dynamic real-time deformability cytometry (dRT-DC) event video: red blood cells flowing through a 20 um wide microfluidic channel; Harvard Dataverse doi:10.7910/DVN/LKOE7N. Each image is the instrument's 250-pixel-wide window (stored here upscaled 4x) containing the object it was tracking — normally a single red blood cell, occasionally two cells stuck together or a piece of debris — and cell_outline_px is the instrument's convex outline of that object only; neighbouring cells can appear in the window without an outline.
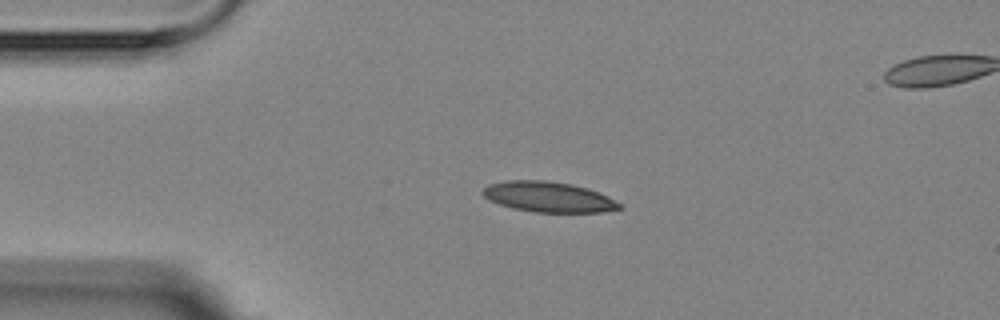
{"species": "Egyptian fruit bat (a non-hibernating species)", "species_latin": "Rousettus aegyptiacus", "temperature_condition": "room temperature", "stored_images_in_passage": 5, "segment_of_instrument_passage": [1, 2], "camera_frame_rate_fps": 3000, "um_per_image_px": 0.085, "animal": {"sex": "female"}, "frame": {"image": 1, "passage_image": 3, "time_ms": 2.333, "image_size_px": [1000, 320], "cell_outline_px": [[624, 208], [600, 212], [536, 212], [512, 208], [488, 200], [480, 192], [488, 184], [504, 180], [544, 180], [572, 184], [588, 188], [608, 196], [620, 204]], "centroid_in_image_um": [46.59, 16.73], "position_along_channel_um": 38.4, "area_um2": 24.28}}